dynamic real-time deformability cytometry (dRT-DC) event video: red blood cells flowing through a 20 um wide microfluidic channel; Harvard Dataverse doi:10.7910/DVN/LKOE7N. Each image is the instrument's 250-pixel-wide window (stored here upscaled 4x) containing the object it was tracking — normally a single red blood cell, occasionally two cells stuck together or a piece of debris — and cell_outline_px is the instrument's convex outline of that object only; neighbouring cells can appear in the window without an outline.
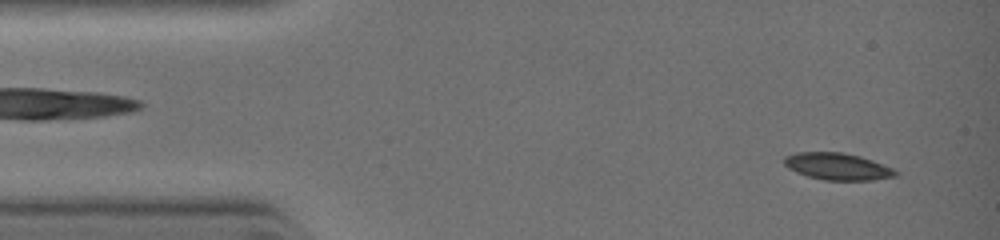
{"species": "common noctule bat (a hibernating species)", "species_latin": "Nyctalus noctula", "temperature_condition": "warm", "stored_images_in_passage": 22, "camera_frame_rate_fps": 3000, "um_per_image_px": 0.085, "animal": {"sex": "female", "body_mass_g": 19.0, "forearm_length_mm": 51.5}, "frame": {"image": 1, "passage_image": 3, "time_ms": 0.667, "image_size_px": [1000, 240], "cell_outline_px": [[896, 176], [872, 180], [824, 180], [808, 176], [796, 172], [788, 168], [784, 164], [784, 160], [788, 156], [800, 152], [840, 152], [856, 156], [892, 168], [896, 172]], "centroid_in_image_um": [71.14, 14.16], "position_along_channel_um": 13.9, "area_um2": 16.88}}
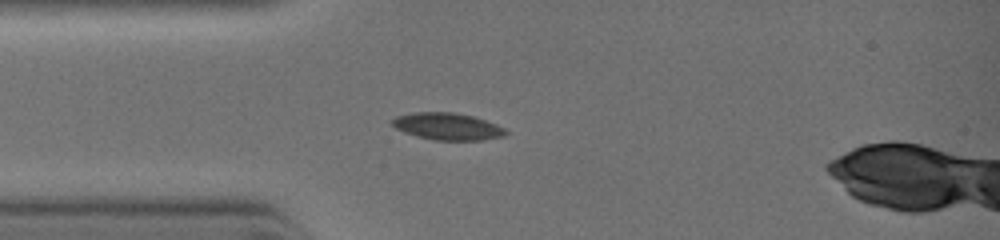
{"frame": {"image": 2, "passage_image": 16, "time_ms": 2.667, "image_size_px": [1000, 240], "cell_outline_px": [[508, 132], [500, 136], [480, 140], [436, 140], [404, 132], [396, 128], [392, 124], [392, 120], [396, 116], [416, 112], [452, 112], [472, 116], [484, 120], [504, 128]], "centroid_in_image_um": [38.0, 10.73], "position_along_channel_um": 47.0, "area_um2": 17.4}}
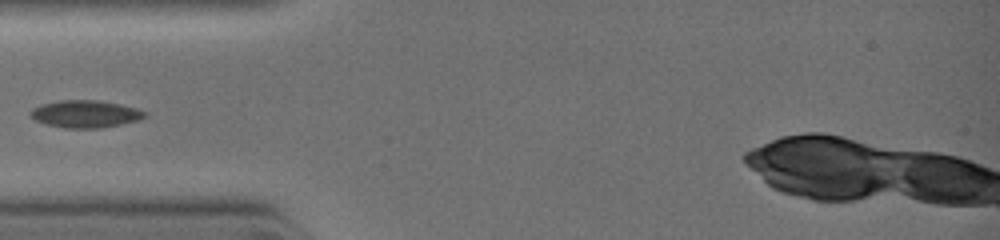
{"frame": {"image": 3, "passage_image": 21, "time_ms": 3.333, "image_size_px": [1000, 240], "cell_outline_px": [[148, 112], [144, 116], [136, 120], [120, 124], [100, 128], [64, 128], [44, 124], [36, 120], [32, 116], [32, 108], [40, 104], [60, 100], [96, 100], [120, 104], [136, 108]], "centroid_in_image_um": [7.23, 9.68], "position_along_channel_um": 77.8, "area_um2": 18.03}}